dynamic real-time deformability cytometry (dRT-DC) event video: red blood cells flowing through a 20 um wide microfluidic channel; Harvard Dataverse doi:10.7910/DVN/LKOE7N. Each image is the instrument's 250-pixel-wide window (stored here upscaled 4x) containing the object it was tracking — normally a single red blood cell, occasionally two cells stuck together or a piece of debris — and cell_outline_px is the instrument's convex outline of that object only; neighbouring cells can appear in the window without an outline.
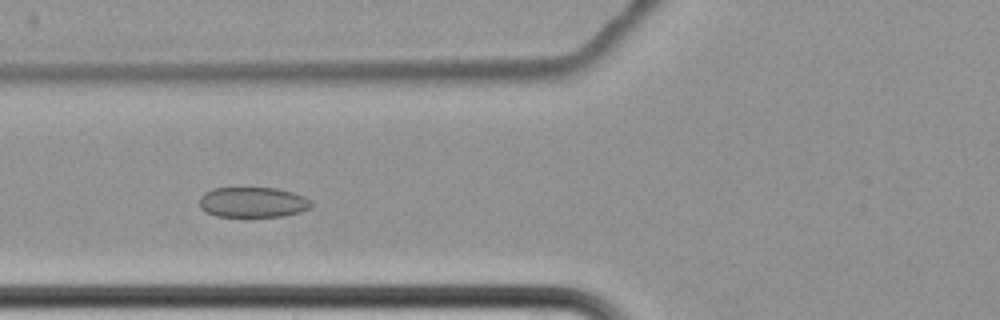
{"species": "common noctule bat (a hibernating species)", "species_latin": "Nyctalus noctula", "temperature_condition": "cold", "stored_images_in_passage": 6, "camera_frame_rate_fps": 3000, "um_per_image_px": 0.085, "animal": {"sex": "female", "body_mass_g": 22.7, "forearm_length_mm": 54.2}, "frame": {"image": 1, "passage_image": 5, "time_ms": 6.0, "image_size_px": [1000, 320], "cell_outline_px": [[312, 204], [308, 208], [300, 212], [284, 216], [216, 216], [204, 212], [200, 208], [200, 196], [204, 192], [212, 188], [276, 188], [292, 192], [304, 196], [312, 200]], "centroid_in_image_um": [21.47, 17.19], "position_along_channel_um": 104.3, "area_um2": 19.83}}
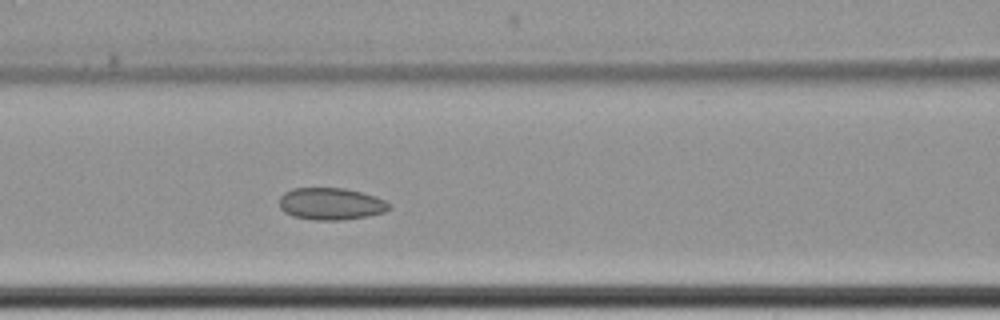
{"frame": {"image": 2, "passage_image": 6, "time_ms": 7.0, "image_size_px": [1000, 320], "cell_outline_px": [[392, 204], [384, 212], [368, 216], [340, 220], [316, 220], [292, 216], [284, 212], [280, 208], [280, 196], [284, 192], [292, 188], [344, 188], [376, 196]], "centroid_in_image_um": [28.11, 17.32], "position_along_channel_um": 138.5, "area_um2": 20.52}}